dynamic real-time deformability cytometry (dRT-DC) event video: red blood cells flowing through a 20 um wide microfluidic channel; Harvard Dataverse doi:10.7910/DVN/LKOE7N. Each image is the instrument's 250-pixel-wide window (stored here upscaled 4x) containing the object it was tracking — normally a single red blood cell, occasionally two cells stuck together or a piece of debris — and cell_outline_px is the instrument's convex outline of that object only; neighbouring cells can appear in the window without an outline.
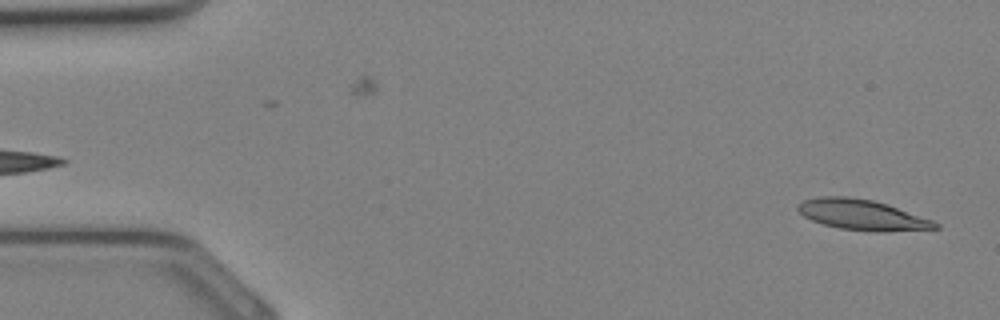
{"species": "Egyptian fruit bat (a non-hibernating species)", "species_latin": "Rousettus aegyptiacus", "temperature_condition": "cold", "stored_images_in_passage": 33, "camera_frame_rate_fps": 3000, "um_per_image_px": 0.085, "animal": {"sex": "female"}, "frame": {"image": 1, "passage_image": 1, "time_ms": 0.0, "image_size_px": [1000, 320], "cell_outline_px": [[940, 228], [840, 228], [824, 224], [812, 220], [804, 216], [796, 208], [804, 200], [816, 196], [848, 196], [872, 200], [888, 204], [932, 220], [940, 224]], "centroid_in_image_um": [73.16, 18.17], "position_along_channel_um": 11.8, "area_um2": 22.77}}
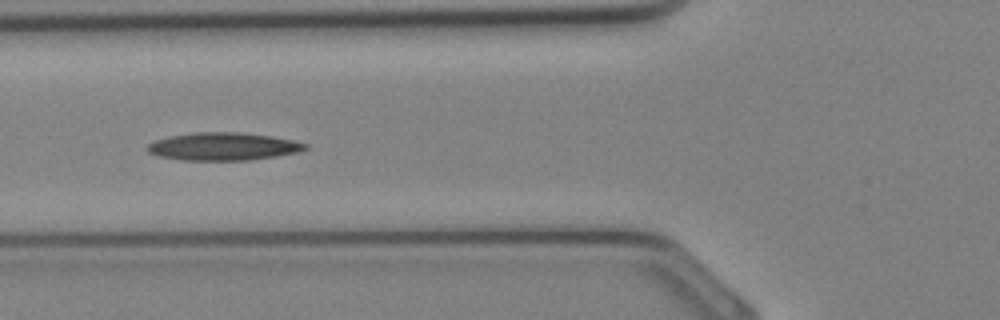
{"frame": {"image": 2, "passage_image": 12, "time_ms": 3.667, "image_size_px": [1000, 320], "cell_outline_px": [[308, 148], [296, 152], [248, 160], [184, 160], [156, 156], [148, 152], [144, 148], [148, 144], [156, 140], [172, 136], [192, 132], [236, 132], [272, 136], [292, 140], [308, 144]], "centroid_in_image_um": [18.91, 12.45], "position_along_channel_um": 106.9, "area_um2": 25.37}}
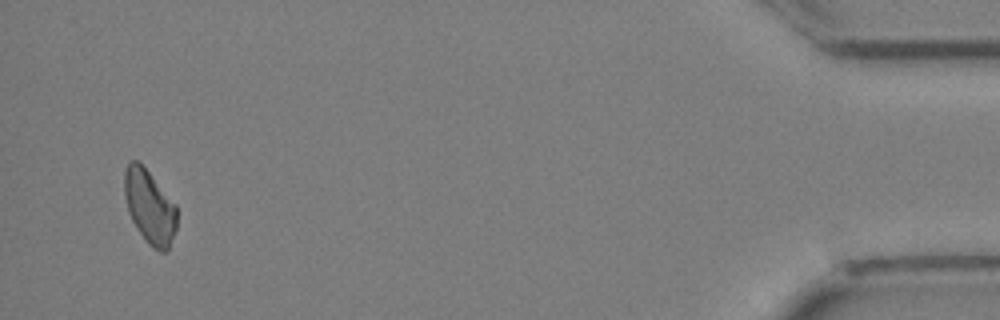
{"frame": {"image": 3, "passage_image": 32, "time_ms": 10.333, "image_size_px": [1000, 320], "cell_outline_px": [[176, 228], [168, 248], [164, 252], [160, 252], [152, 248], [148, 244], [136, 228], [128, 212], [124, 196], [124, 172], [128, 164], [132, 160], [136, 160], [148, 172], [176, 204]], "centroid_in_image_um": [12.7, 17.6], "position_along_channel_um": 422.5, "area_um2": 22.31}}